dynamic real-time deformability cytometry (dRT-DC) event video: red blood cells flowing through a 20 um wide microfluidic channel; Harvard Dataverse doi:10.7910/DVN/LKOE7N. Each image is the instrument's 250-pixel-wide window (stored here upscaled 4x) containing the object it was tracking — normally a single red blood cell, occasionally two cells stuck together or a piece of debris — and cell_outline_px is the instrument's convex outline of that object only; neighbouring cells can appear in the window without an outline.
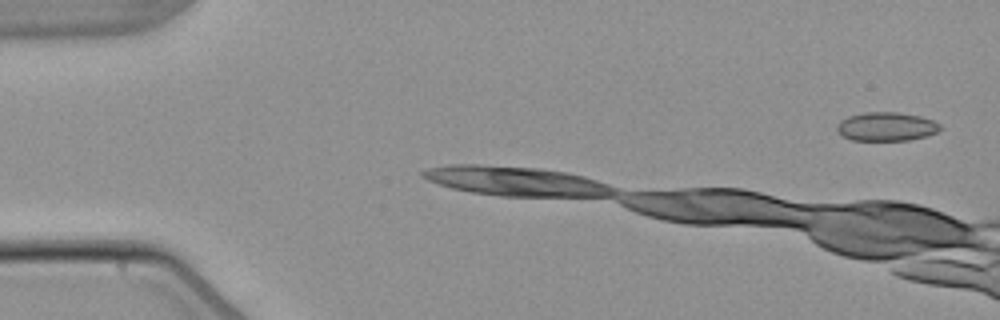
{"species": "common noctule bat (a hibernating species)", "species_latin": "Nyctalus noctula", "temperature_condition": "warm", "stored_images_in_passage": 3, "camera_frame_rate_fps": 3000, "um_per_image_px": 0.085, "animal": {"sex": "male", "body_mass_g": 21.5, "forearm_length_mm": 52.0}, "frame": {"image": 1, "passage_image": 1, "time_ms": 0.0, "image_size_px": [1000, 320], "cell_outline_px": [[940, 128], [936, 132], [924, 136], [908, 140], [852, 140], [836, 132], [836, 124], [840, 120], [848, 116], [864, 112], [896, 112], [920, 116], [932, 120], [940, 124]], "centroid_in_image_um": [75.28, 10.75], "position_along_channel_um": 9.7, "area_um2": 17.22}}